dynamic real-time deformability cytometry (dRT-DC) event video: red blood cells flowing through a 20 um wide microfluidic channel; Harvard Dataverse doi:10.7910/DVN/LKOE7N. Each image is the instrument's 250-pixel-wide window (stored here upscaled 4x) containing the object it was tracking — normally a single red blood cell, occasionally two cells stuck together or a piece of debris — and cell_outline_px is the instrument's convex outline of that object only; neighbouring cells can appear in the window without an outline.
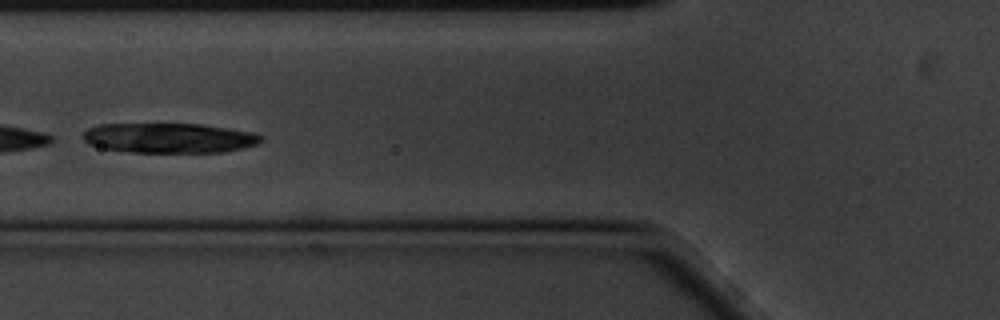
{"species": "common noctule bat (a hibernating species)", "species_latin": "Nyctalus noctula", "temperature_condition": "cold", "stored_images_in_passage": 13, "camera_frame_rate_fps": 3000, "um_per_image_px": 0.085, "animal": {"sex": "male", "body_mass_g": 20.1, "forearm_length_mm": 53.5}, "frame": {"image": 1, "passage_image": 8, "time_ms": 2.333, "image_size_px": [1000, 320], "cell_outline_px": [[264, 140], [260, 144], [224, 152], [132, 152], [104, 148], [88, 144], [84, 140], [84, 132], [88, 128], [100, 124], [200, 124], [256, 132], [264, 136]], "centroid_in_image_um": [14.46, 11.72], "position_along_channel_um": 111.3, "area_um2": 31.15}}